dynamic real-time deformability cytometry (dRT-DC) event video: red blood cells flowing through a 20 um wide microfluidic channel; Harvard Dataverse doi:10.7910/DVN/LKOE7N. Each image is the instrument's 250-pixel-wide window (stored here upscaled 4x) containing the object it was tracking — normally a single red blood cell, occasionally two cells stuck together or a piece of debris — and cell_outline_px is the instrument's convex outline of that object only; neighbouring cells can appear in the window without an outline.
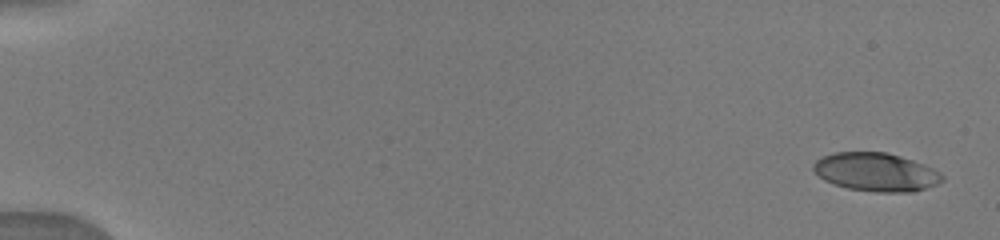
{"species": "human", "species_latin": "Homo sapiens", "temperature_condition": "warm", "stored_images_in_passage": 25, "camera_frame_rate_fps": 3000, "um_per_image_px": 0.085, "donor": {"sex": "male"}, "frame": {"image": 1, "passage_image": 1, "time_ms": 0.0, "image_size_px": [1000, 240], "cell_outline_px": [[944, 180], [936, 184], [912, 192], [876, 192], [848, 188], [824, 180], [812, 168], [812, 164], [816, 160], [832, 152], [888, 152], [924, 164], [940, 172], [944, 176]], "centroid_in_image_um": [74.46, 14.61], "position_along_channel_um": 10.5, "area_um2": 28.73}}
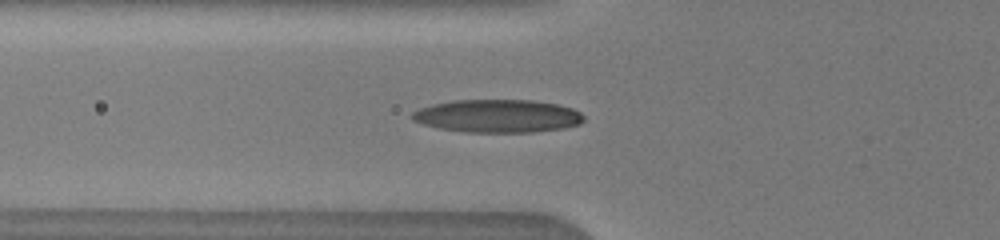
{"frame": {"image": 2, "passage_image": 15, "time_ms": 6.0, "image_size_px": [1000, 240], "cell_outline_px": [[584, 120], [580, 124], [564, 128], [532, 132], [464, 132], [440, 128], [424, 124], [412, 120], [408, 116], [412, 112], [420, 108], [432, 104], [452, 100], [532, 100], [556, 104], [572, 108], [580, 112], [584, 116]], "centroid_in_image_um": [42.28, 9.86], "position_along_channel_um": 83.5, "area_um2": 33.12}}
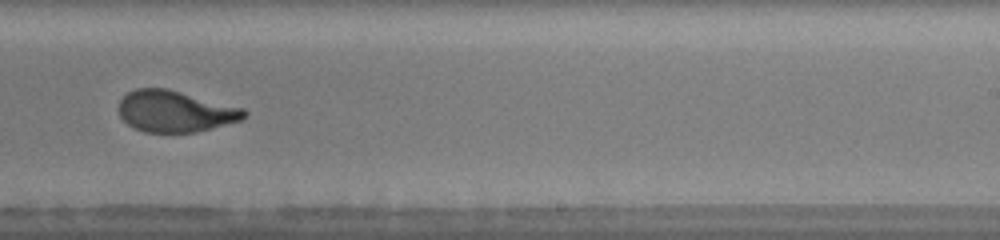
{"frame": {"image": 3, "passage_image": 24, "time_ms": 10.667, "image_size_px": [1000, 240], "cell_outline_px": [[248, 116], [240, 120], [212, 128], [196, 132], [144, 132], [132, 128], [120, 116], [116, 108], [120, 100], [128, 92], [136, 88], [168, 88], [244, 108], [248, 112]], "centroid_in_image_um": [14.87, 9.46], "position_along_channel_um": 274.1, "area_um2": 30.52}}